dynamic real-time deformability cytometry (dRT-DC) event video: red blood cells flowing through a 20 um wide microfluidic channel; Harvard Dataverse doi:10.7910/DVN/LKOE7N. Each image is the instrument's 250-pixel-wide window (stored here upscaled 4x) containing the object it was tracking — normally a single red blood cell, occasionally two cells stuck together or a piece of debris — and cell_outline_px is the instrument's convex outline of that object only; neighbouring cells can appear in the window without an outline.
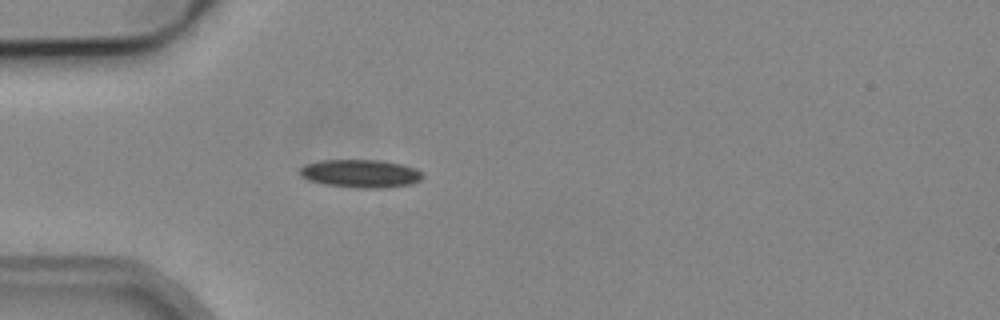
{"species": "common noctule bat (a hibernating species)", "species_latin": "Nyctalus noctula", "temperature_condition": "cold", "stored_images_in_passage": 28, "camera_frame_rate_fps": 3000, "um_per_image_px": 0.085, "animal": {"sex": "male", "body_mass_g": 19.2, "forearm_length_mm": 51.8}, "frame": {"image": 1, "passage_image": 1, "time_ms": 0.0, "image_size_px": [1000, 320], "cell_outline_px": [[424, 176], [420, 180], [412, 184], [384, 188], [360, 188], [324, 184], [308, 180], [300, 172], [300, 168], [304, 164], [320, 160], [380, 160], [400, 164], [412, 168], [420, 172]], "centroid_in_image_um": [30.64, 14.75], "position_along_channel_um": 54.4, "area_um2": 19.94}}
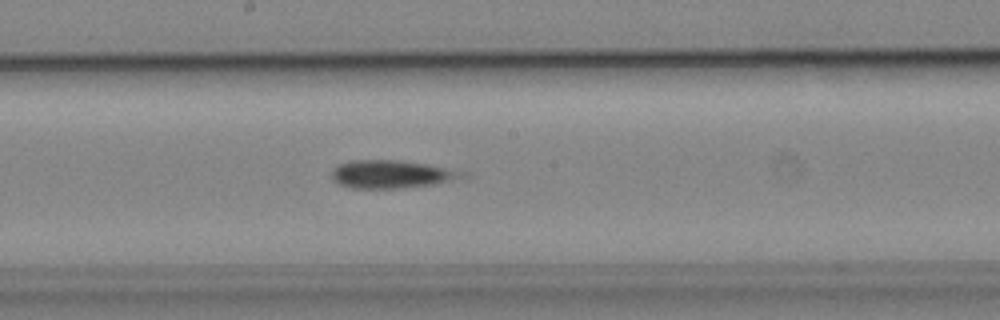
{"frame": {"image": 2, "passage_image": 14, "time_ms": 4.333, "image_size_px": [1000, 320], "cell_outline_px": [[472, 176], [436, 184], [400, 188], [352, 188], [340, 184], [332, 180], [332, 168], [340, 164], [352, 160], [396, 160], [424, 164], [468, 172]], "centroid_in_image_um": [33.32, 14.81], "position_along_channel_um": 214.9, "area_um2": 21.33}}
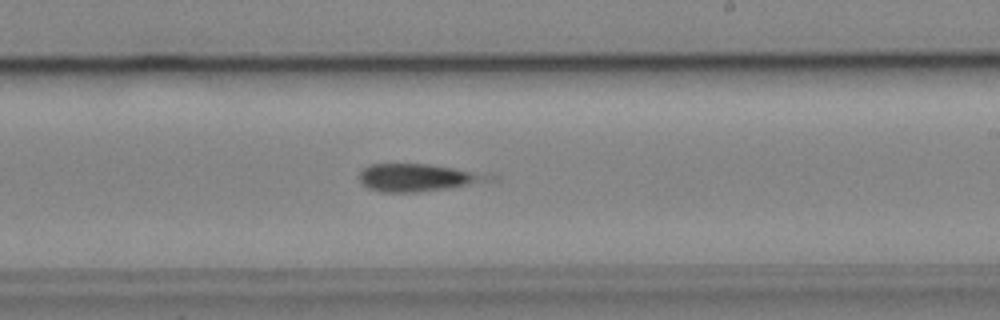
{"frame": {"image": 3, "passage_image": 17, "time_ms": 5.333, "image_size_px": [1000, 320], "cell_outline_px": [[500, 180], [448, 188], [416, 192], [380, 192], [368, 188], [360, 180], [360, 172], [368, 164], [428, 164], [500, 176]], "centroid_in_image_um": [35.59, 15.1], "position_along_channel_um": 253.4, "area_um2": 20.87}, "authors_computed_cell_mechanics": {"area_um2": 20.8369, "velocity_mm_per_s": 3.8834, "shape_relaxation_time_tau1_ms": null, "shape_relaxation_time_tau2_ms": 2.621, "deformation_change_tau1": null, "deformation_change_tau2": 0.0965}}